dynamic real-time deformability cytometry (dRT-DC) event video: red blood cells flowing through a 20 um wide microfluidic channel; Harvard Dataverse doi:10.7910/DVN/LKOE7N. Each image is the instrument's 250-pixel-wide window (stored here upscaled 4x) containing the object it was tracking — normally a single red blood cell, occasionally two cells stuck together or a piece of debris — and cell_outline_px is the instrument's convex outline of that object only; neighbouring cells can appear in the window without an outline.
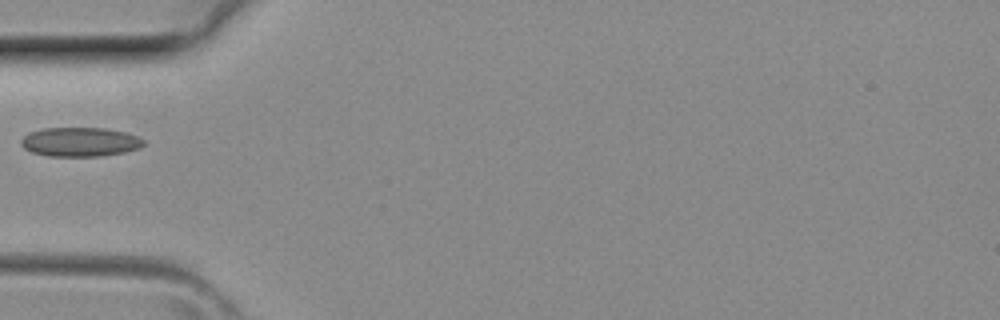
{"species": "common noctule bat (a hibernating species)", "species_latin": "Nyctalus noctula", "temperature_condition": "room temperature", "stored_images_in_passage": 2, "camera_frame_rate_fps": 3000, "um_per_image_px": 0.085, "animal": {"sex": "female", "body_mass_g": 29.2, "forearm_length_mm": 56.3}, "frame": {"image": 1, "passage_image": 2, "time_ms": 0.333, "image_size_px": [1000, 320], "cell_outline_px": [[144, 144], [140, 148], [124, 152], [100, 156], [48, 156], [32, 152], [24, 148], [20, 144], [20, 140], [28, 132], [44, 128], [104, 128], [124, 132], [140, 136], [144, 140]], "centroid_in_image_um": [6.8, 12.06], "position_along_channel_um": 78.2, "area_um2": 20.92}}